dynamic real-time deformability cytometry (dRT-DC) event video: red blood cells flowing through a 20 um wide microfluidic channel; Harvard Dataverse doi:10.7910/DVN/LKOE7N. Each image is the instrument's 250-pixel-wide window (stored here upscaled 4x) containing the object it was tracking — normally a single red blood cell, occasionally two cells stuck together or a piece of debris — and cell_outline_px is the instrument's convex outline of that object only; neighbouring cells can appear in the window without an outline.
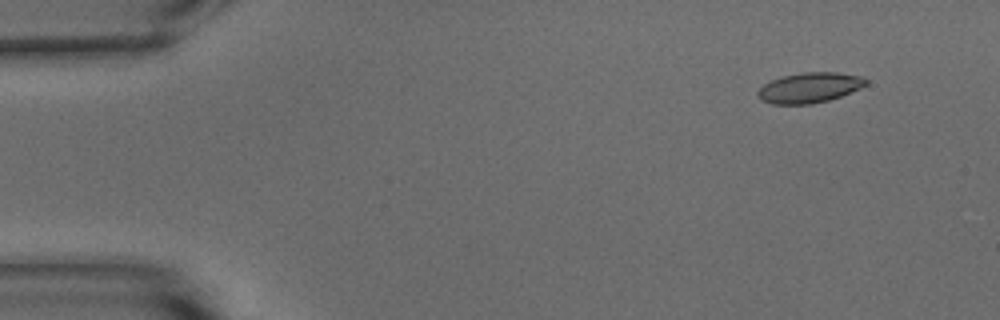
{"species": "common noctule bat (a hibernating species)", "species_latin": "Nyctalus noctula", "temperature_condition": "warm", "stored_images_in_passage": 49, "camera_frame_rate_fps": 3000, "um_per_image_px": 0.085, "animal": {"sex": "male", "body_mass_g": 15.6}, "frame": {"image": 1, "passage_image": 1, "time_ms": 0.0, "image_size_px": [1000, 320], "cell_outline_px": [[868, 84], [860, 88], [840, 96], [828, 100], [812, 104], [772, 104], [760, 100], [756, 96], [756, 92], [764, 84], [780, 76], [800, 72], [836, 72], [860, 76], [868, 80]], "centroid_in_image_um": [68.77, 7.45], "position_along_channel_um": 16.2, "area_um2": 19.19}}
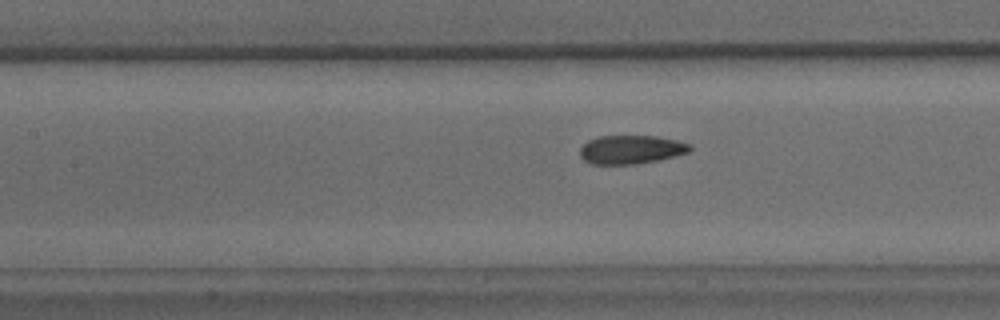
{"frame": {"image": 2, "passage_image": 20, "time_ms": 6.333, "image_size_px": [1000, 320], "cell_outline_px": [[692, 152], [676, 156], [636, 164], [592, 164], [584, 160], [580, 156], [580, 148], [588, 140], [600, 136], [656, 136], [676, 140], [692, 144]], "centroid_in_image_um": [53.68, 12.71], "position_along_channel_um": 153.7, "area_um2": 18.44}}
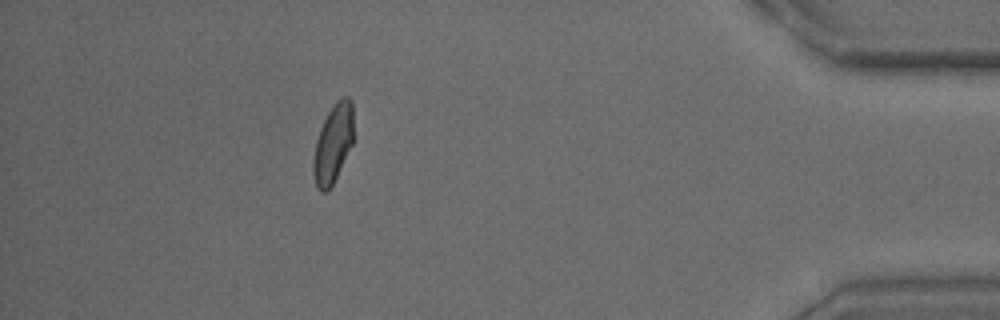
{"frame": {"image": 3, "passage_image": 44, "time_ms": 14.333, "image_size_px": [1000, 320], "cell_outline_px": [[352, 144], [332, 184], [324, 192], [320, 192], [316, 188], [312, 172], [312, 160], [316, 140], [320, 128], [328, 112], [336, 100], [344, 96], [348, 96], [352, 100]], "centroid_in_image_um": [28.28, 12.2], "position_along_channel_um": 406.9, "area_um2": 18.26}, "authors_computed_cell_mechanics": {"area_um2": 18.785, "velocity_mm_per_s": 3.783, "shape_relaxation_time_tau1_ms": 4.9972, "shape_relaxation_time_tau2_ms": 1.3094, "deformation_change_tau1": 0.136, "deformation_change_tau2": 0.0712}}